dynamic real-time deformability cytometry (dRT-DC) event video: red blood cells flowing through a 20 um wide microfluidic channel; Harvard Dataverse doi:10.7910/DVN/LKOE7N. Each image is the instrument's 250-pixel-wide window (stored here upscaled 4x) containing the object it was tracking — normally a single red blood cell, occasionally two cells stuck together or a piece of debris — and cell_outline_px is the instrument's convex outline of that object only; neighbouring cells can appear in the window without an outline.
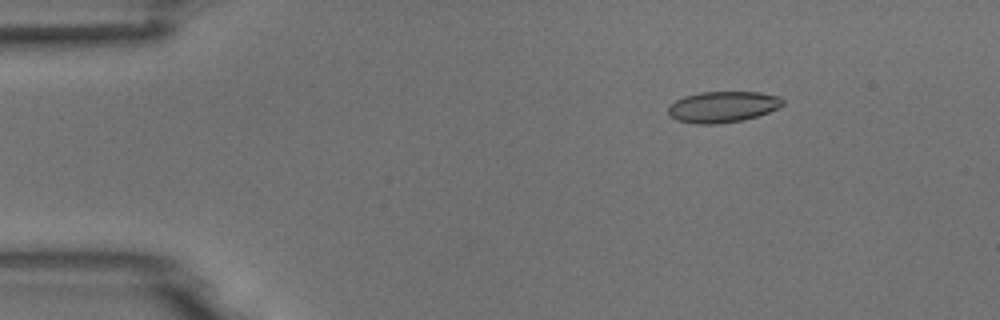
{"species": "common noctule bat (a hibernating species)", "species_latin": "Nyctalus noctula", "temperature_condition": "room temperature", "stored_images_in_passage": 6, "camera_frame_rate_fps": 3000, "um_per_image_px": 0.085, "animal": {"sex": "male", "body_mass_g": 18.8}, "frame": {"image": 1, "passage_image": 3, "time_ms": 0.667, "image_size_px": [1000, 320], "cell_outline_px": [[784, 104], [768, 112], [744, 120], [716, 124], [696, 124], [676, 120], [668, 116], [668, 104], [684, 96], [700, 92], [760, 92], [780, 96], [784, 100]], "centroid_in_image_um": [61.39, 9.08], "position_along_channel_um": 23.6, "area_um2": 20.92}}
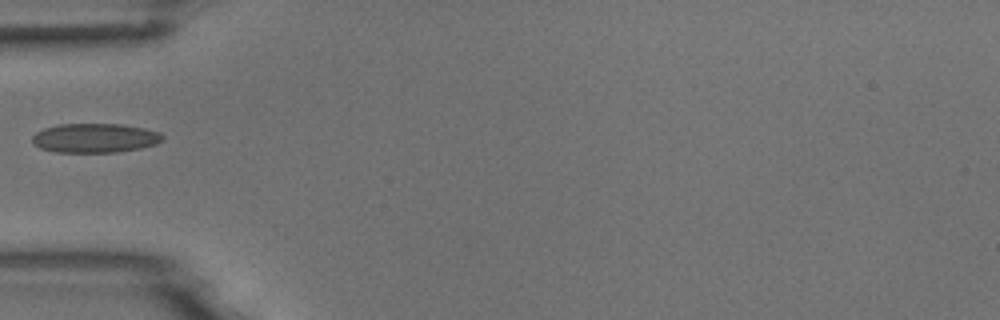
{"frame": {"image": 2, "passage_image": 5, "time_ms": 1.333, "image_size_px": [1000, 320], "cell_outline_px": [[164, 140], [156, 144], [140, 148], [116, 152], [56, 152], [40, 148], [32, 144], [32, 136], [36, 132], [44, 128], [60, 124], [120, 124], [144, 128], [160, 132], [164, 136]], "centroid_in_image_um": [8.07, 11.73], "position_along_channel_um": 76.9, "area_um2": 22.31}}